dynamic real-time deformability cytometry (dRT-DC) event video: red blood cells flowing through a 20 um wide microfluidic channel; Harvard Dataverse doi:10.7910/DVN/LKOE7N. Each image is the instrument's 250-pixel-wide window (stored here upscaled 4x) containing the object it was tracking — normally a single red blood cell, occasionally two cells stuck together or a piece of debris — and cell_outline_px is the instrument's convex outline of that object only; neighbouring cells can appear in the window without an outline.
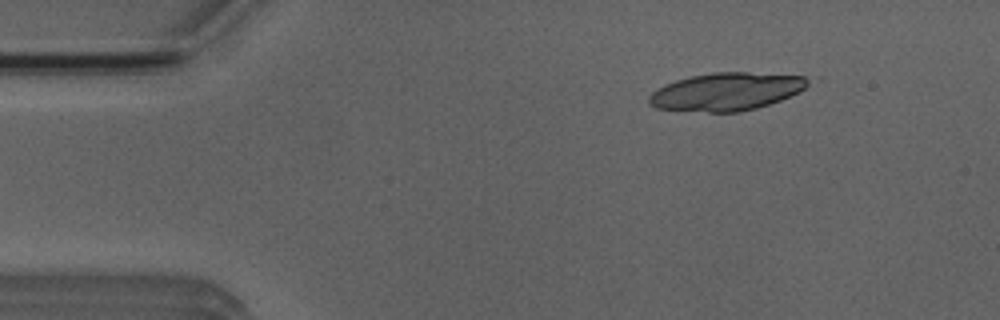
{"species": "Egyptian fruit bat (a non-hibernating species)", "species_latin": "Rousettus aegyptiacus", "temperature_condition": "room temperature", "stored_images_in_passage": 5, "camera_frame_rate_fps": 3000, "um_per_image_px": 0.085, "animal": {"sex": "male"}, "frame": {"image": 1, "passage_image": 2, "time_ms": 1.0, "image_size_px": [1000, 320], "cell_outline_px": [[808, 84], [804, 88], [780, 100], [756, 108], [740, 112], [708, 112], [656, 108], [648, 104], [648, 96], [652, 92], [664, 84], [676, 80], [692, 76], [712, 72], [748, 72], [804, 76], [808, 80]], "centroid_in_image_um": [61.68, 7.79], "position_along_channel_um": 23.3, "area_um2": 34.8}}